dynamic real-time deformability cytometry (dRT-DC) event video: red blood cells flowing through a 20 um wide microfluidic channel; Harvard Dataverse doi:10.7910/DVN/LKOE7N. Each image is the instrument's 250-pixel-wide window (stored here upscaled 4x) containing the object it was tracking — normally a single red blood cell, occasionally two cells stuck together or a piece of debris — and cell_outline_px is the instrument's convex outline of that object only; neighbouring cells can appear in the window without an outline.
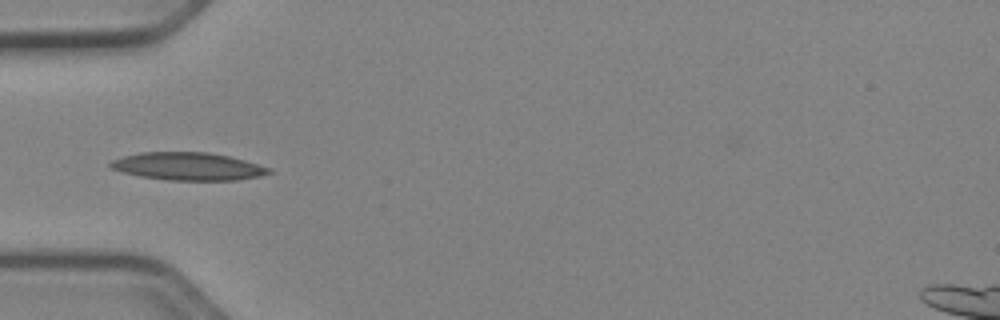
{"species": "Egyptian fruit bat (a non-hibernating species)", "species_latin": "Rousettus aegyptiacus", "temperature_condition": "cold", "stored_images_in_passage": 32, "camera_frame_rate_fps": 3000, "um_per_image_px": 0.085, "animal": {"sex": "female"}, "frame": {"image": 1, "passage_image": 1, "time_ms": 0.0, "image_size_px": [1000, 320], "cell_outline_px": [[272, 172], [260, 176], [236, 180], [168, 180], [140, 176], [108, 168], [108, 164], [112, 160], [124, 156], [140, 152], [208, 152], [228, 156], [244, 160], [272, 168]], "centroid_in_image_um": [15.97, 14.14], "position_along_channel_um": 69.0, "area_um2": 25.61}}
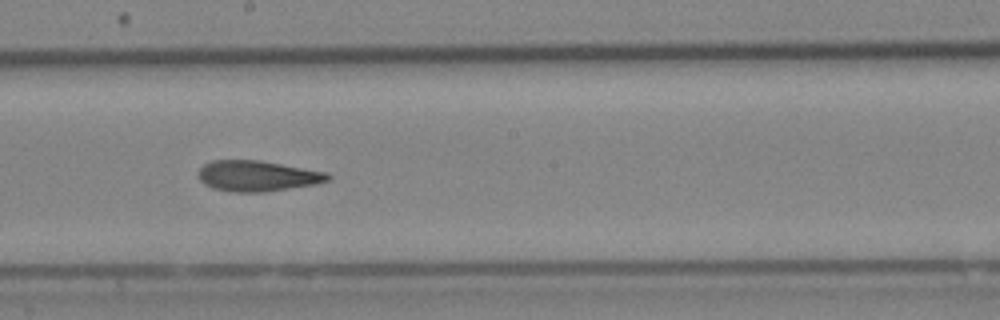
{"frame": {"image": 2, "passage_image": 13, "time_ms": 4.0, "image_size_px": [1000, 320], "cell_outline_px": [[332, 180], [316, 184], [264, 192], [232, 192], [212, 188], [204, 184], [200, 180], [200, 168], [204, 164], [212, 160], [260, 160], [328, 172], [332, 176]], "centroid_in_image_um": [21.92, 14.95], "position_along_channel_um": 226.3, "area_um2": 23.29}}
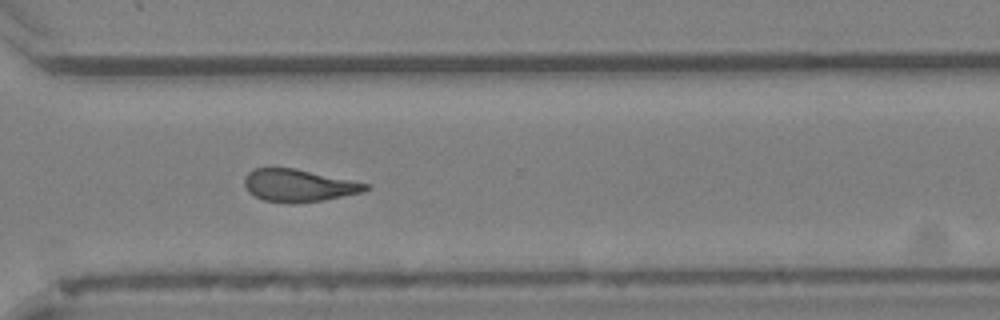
{"frame": {"image": 3, "passage_image": 22, "time_ms": 7.0, "image_size_px": [1000, 320], "cell_outline_px": [[372, 188], [360, 192], [324, 200], [264, 200], [248, 192], [244, 184], [244, 176], [248, 172], [256, 168], [296, 168], [372, 184]], "centroid_in_image_um": [25.42, 15.71], "position_along_channel_um": 345.2, "area_um2": 22.2}, "authors_computed_cell_mechanics": {"area_um2": 23.2645, "velocity_mm_per_s": 3.966, "shape_relaxation_time_tau1_ms": 4.7442, "shape_relaxation_time_tau2_ms": 4.4892, "deformation_change_tau1": 0.1437, "deformation_change_tau2": 0.1194}}